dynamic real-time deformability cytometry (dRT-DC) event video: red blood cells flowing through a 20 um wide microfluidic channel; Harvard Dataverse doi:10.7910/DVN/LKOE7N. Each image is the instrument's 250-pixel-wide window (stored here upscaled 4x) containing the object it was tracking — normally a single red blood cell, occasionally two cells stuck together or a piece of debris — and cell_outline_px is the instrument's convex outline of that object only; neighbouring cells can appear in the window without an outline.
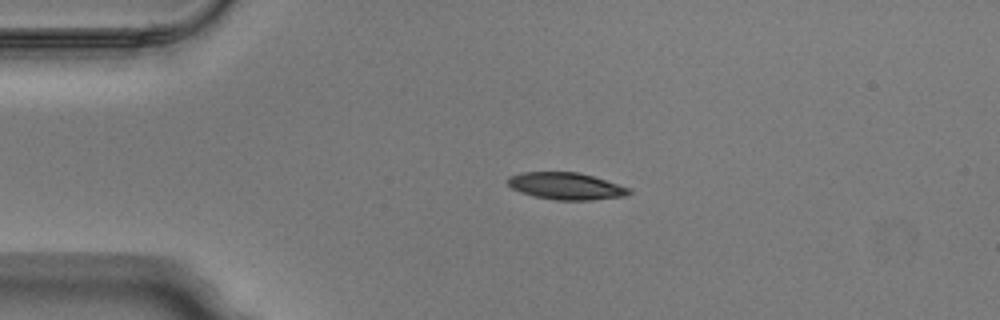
{"species": "Egyptian fruit bat (a non-hibernating species)", "species_latin": "Rousettus aegyptiacus", "temperature_condition": "warm", "stored_images_in_passage": 40, "camera_frame_rate_fps": 3000, "um_per_image_px": 0.085, "animal": {"sex": "male"}, "frame": {"image": 1, "passage_image": 1, "time_ms": 0.0, "image_size_px": [1000, 320], "cell_outline_px": [[632, 192], [624, 196], [592, 200], [556, 200], [532, 196], [520, 192], [512, 188], [508, 184], [508, 176], [524, 172], [580, 172], [632, 188]], "centroid_in_image_um": [48.13, 15.82], "position_along_channel_um": 36.9, "area_um2": 19.19}}
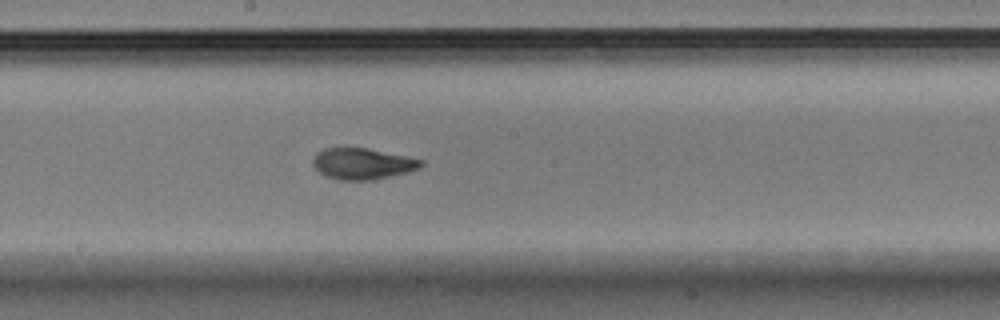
{"frame": {"image": 2, "passage_image": 17, "time_ms": 5.333, "image_size_px": [1000, 320], "cell_outline_px": [[424, 164], [420, 168], [408, 172], [368, 180], [340, 180], [328, 176], [320, 172], [312, 164], [312, 160], [316, 152], [324, 148], [368, 148], [424, 160]], "centroid_in_image_um": [30.81, 13.9], "position_along_channel_um": 217.4, "area_um2": 19.48}}
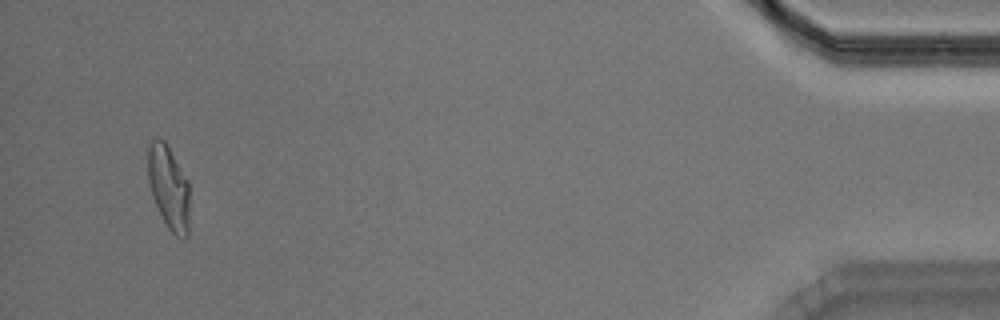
{"frame": {"image": 3, "passage_image": 38, "time_ms": 12.333, "image_size_px": [1000, 320], "cell_outline_px": [[188, 236], [184, 240], [176, 236], [168, 228], [152, 196], [148, 180], [148, 144], [156, 136], [160, 136], [164, 140], [188, 180]], "centroid_in_image_um": [14.33, 15.9], "position_along_channel_um": 420.9, "area_um2": 20.23}, "authors_computed_cell_mechanics": {"area_um2": 19.8254, "velocity_mm_per_s": 4.0164, "shape_relaxation_time_tau1_ms": null, "shape_relaxation_time_tau2_ms": 1.3868, "deformation_change_tau1": null, "deformation_change_tau2": 0.073}}